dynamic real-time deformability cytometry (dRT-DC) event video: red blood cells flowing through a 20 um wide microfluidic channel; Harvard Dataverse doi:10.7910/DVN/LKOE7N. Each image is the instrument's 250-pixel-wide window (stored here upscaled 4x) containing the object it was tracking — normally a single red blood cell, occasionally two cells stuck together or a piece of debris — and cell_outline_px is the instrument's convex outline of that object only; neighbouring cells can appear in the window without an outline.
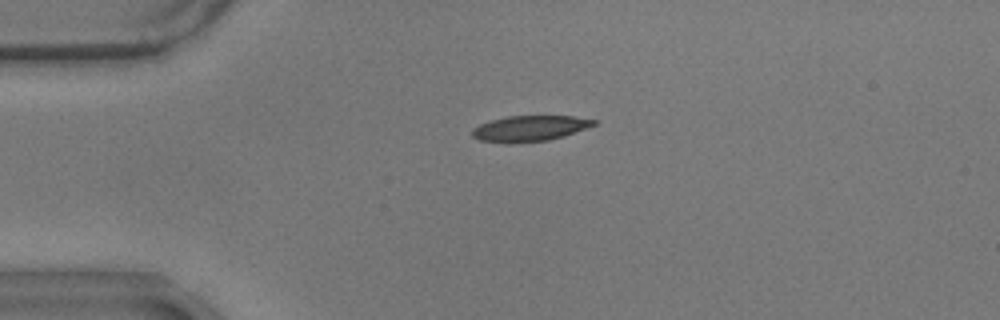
{"species": "common noctule bat (a hibernating species)", "species_latin": "Nyctalus noctula", "temperature_condition": "warm", "stored_images_in_passage": 49, "camera_frame_rate_fps": 3000, "um_per_image_px": 0.085, "animal": {"sex": "male", "body_mass_g": 17.9}, "frame": {"image": 1, "passage_image": 5, "time_ms": 1.333, "image_size_px": [1000, 320], "cell_outline_px": [[596, 124], [564, 136], [548, 140], [508, 144], [480, 140], [472, 136], [472, 128], [480, 124], [492, 120], [508, 116], [572, 116], [596, 120]], "centroid_in_image_um": [44.99, 10.92], "position_along_channel_um": 40.0, "area_um2": 18.15}}
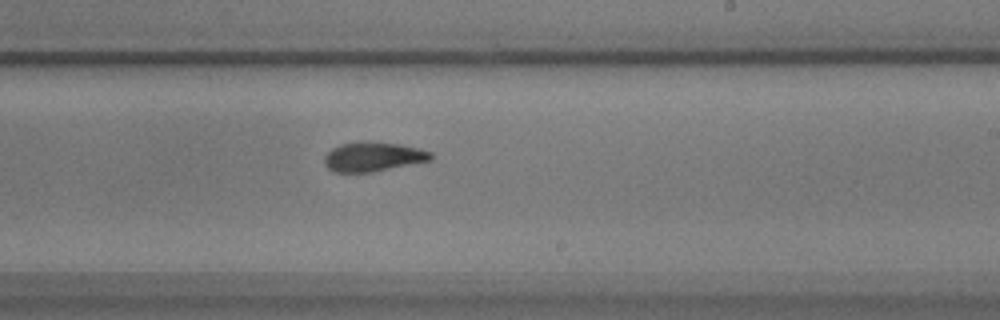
{"frame": {"image": 2, "passage_image": 26, "time_ms": 8.333, "image_size_px": [1000, 320], "cell_outline_px": [[432, 160], [372, 172], [336, 172], [328, 168], [324, 164], [324, 156], [332, 148], [340, 144], [360, 140], [400, 144], [420, 148], [432, 152]], "centroid_in_image_um": [31.71, 13.3], "position_along_channel_um": 257.3, "area_um2": 18.44}}
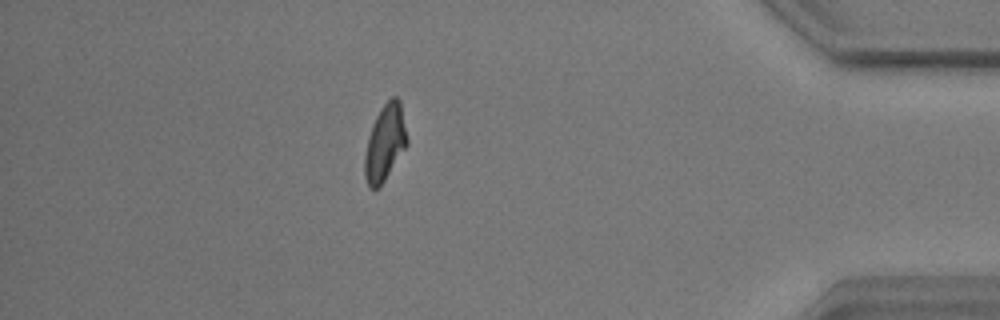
{"frame": {"image": 3, "passage_image": 42, "time_ms": 13.667, "image_size_px": [1000, 320], "cell_outline_px": [[408, 144], [380, 188], [368, 188], [364, 176], [364, 156], [368, 136], [372, 124], [380, 108], [392, 96], [396, 96], [400, 100], [408, 140]], "centroid_in_image_um": [32.71, 12.16], "position_along_channel_um": 402.5, "area_um2": 19.07}, "authors_computed_cell_mechanics": {"area_um2": 18.4382, "velocity_mm_per_s": 3.5016, "shape_relaxation_time_tau1_ms": 5.1441, "shape_relaxation_time_tau2_ms": 2.8543, "deformation_change_tau1": 0.1502, "deformation_change_tau2": 0.1011}}